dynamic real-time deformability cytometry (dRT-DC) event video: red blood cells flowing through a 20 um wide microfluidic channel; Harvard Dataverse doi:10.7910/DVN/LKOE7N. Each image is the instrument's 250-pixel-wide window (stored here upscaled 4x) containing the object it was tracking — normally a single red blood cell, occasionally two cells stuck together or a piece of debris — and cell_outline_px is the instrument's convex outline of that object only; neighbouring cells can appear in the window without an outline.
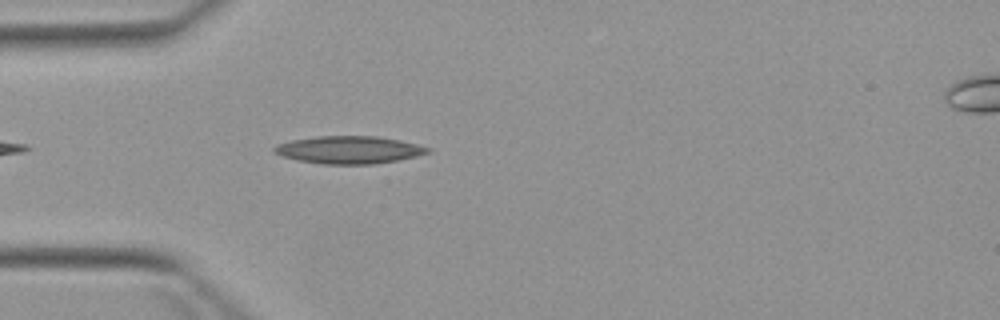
{"species": "Egyptian fruit bat (a non-hibernating species)", "species_latin": "Rousettus aegyptiacus", "temperature_condition": "warm", "stored_images_in_passage": 5, "camera_frame_rate_fps": 3000, "um_per_image_px": 0.085, "animal": {"sex": "female"}, "frame": {"image": 1, "passage_image": 4, "time_ms": 4.333, "image_size_px": [1000, 320], "cell_outline_px": [[432, 152], [416, 156], [376, 164], [324, 164], [296, 160], [272, 152], [272, 148], [276, 144], [292, 140], [316, 136], [376, 136], [400, 140], [432, 148]], "centroid_in_image_um": [29.66, 12.73], "position_along_channel_um": 55.3, "area_um2": 24.74}}